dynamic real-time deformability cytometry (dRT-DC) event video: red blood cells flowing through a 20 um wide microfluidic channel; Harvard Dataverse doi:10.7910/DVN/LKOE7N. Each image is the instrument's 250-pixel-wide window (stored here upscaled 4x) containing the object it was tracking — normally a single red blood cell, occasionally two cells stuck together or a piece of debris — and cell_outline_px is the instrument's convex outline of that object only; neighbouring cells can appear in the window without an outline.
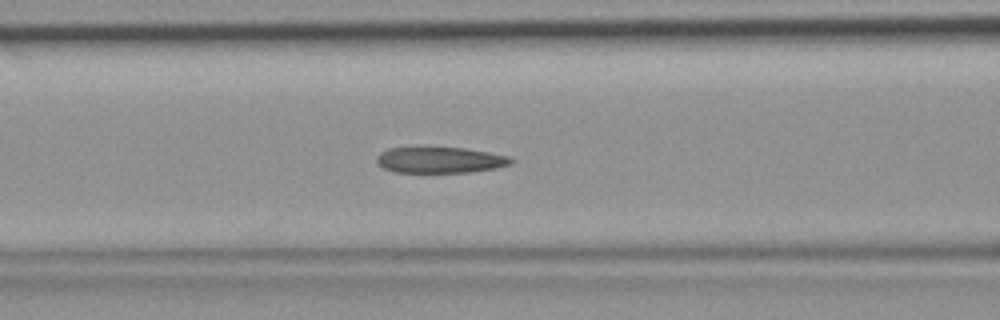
{"species": "common noctule bat (a hibernating species)", "species_latin": "Nyctalus noctula", "temperature_condition": "room temperature", "stored_images_in_passage": 39, "segment_of_instrument_passage": [1, 2], "camera_frame_rate_fps": 3000, "um_per_image_px": 0.085, "animal": {"sex": "female", "body_mass_g": 19.9}, "frame": {"image": 1, "passage_image": 10, "time_ms": 3.0, "image_size_px": [1000, 320], "cell_outline_px": [[512, 164], [496, 168], [468, 172], [396, 172], [384, 168], [376, 160], [376, 156], [380, 152], [388, 148], [420, 144], [464, 148], [488, 152], [508, 156], [512, 160]], "centroid_in_image_um": [37.33, 13.54], "position_along_channel_um": 129.3, "area_um2": 21.15}}
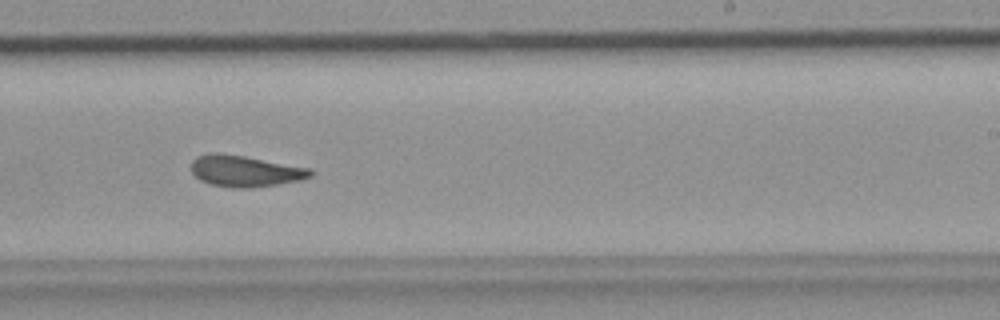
{"frame": {"image": 2, "passage_image": 20, "time_ms": 6.333, "image_size_px": [1000, 320], "cell_outline_px": [[312, 176], [300, 180], [252, 188], [232, 188], [212, 184], [200, 180], [192, 172], [192, 160], [196, 156], [208, 152], [220, 152], [244, 156], [312, 168]], "centroid_in_image_um": [20.82, 14.52], "position_along_channel_um": 268.2, "area_um2": 21.85}}
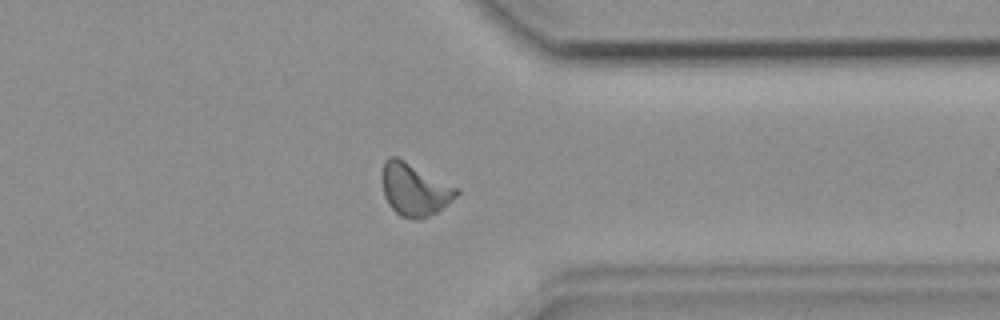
{"frame": {"image": 3, "passage_image": 28, "time_ms": 9.0, "image_size_px": [1000, 320], "cell_outline_px": [[460, 192], [448, 204], [436, 212], [428, 216], [412, 220], [400, 216], [388, 204], [384, 196], [384, 160], [388, 156], [396, 156], [460, 188]], "centroid_in_image_um": [35.27, 16.11], "position_along_channel_um": 376.1, "area_um2": 22.54}}